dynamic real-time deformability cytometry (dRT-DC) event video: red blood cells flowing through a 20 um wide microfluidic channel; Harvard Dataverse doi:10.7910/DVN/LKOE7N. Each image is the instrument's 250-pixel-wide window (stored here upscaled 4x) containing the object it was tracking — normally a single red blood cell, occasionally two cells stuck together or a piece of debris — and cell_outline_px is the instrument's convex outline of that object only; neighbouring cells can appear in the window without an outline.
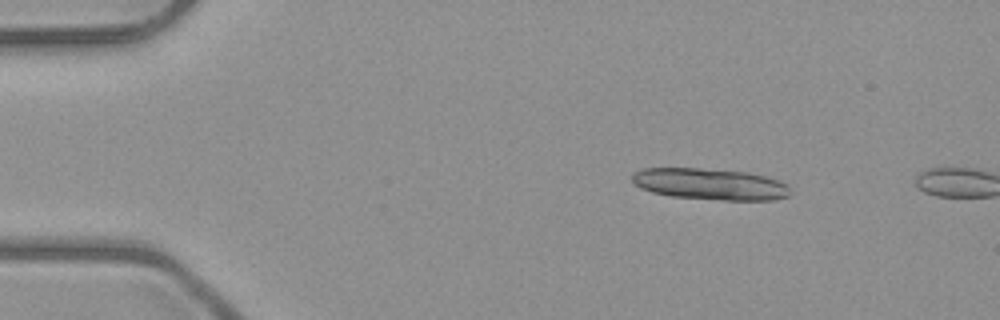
{"species": "common noctule bat (a hibernating species)", "species_latin": "Nyctalus noctula", "temperature_condition": "room temperature", "stored_images_in_passage": 3, "camera_frame_rate_fps": 3000, "um_per_image_px": 0.085, "animal": {"sex": "male", "body_mass_g": 23.1, "forearm_length_mm": 52.7}, "frame": {"image": 1, "passage_image": 2, "time_ms": 1.333, "image_size_px": [1000, 320], "cell_outline_px": [[792, 192], [788, 196], [772, 200], [724, 200], [672, 196], [652, 192], [640, 188], [632, 180], [632, 172], [644, 168], [700, 168], [748, 172], [780, 180], [788, 184]], "centroid_in_image_um": [60.39, 15.64], "position_along_channel_um": 24.6, "area_um2": 29.07}}